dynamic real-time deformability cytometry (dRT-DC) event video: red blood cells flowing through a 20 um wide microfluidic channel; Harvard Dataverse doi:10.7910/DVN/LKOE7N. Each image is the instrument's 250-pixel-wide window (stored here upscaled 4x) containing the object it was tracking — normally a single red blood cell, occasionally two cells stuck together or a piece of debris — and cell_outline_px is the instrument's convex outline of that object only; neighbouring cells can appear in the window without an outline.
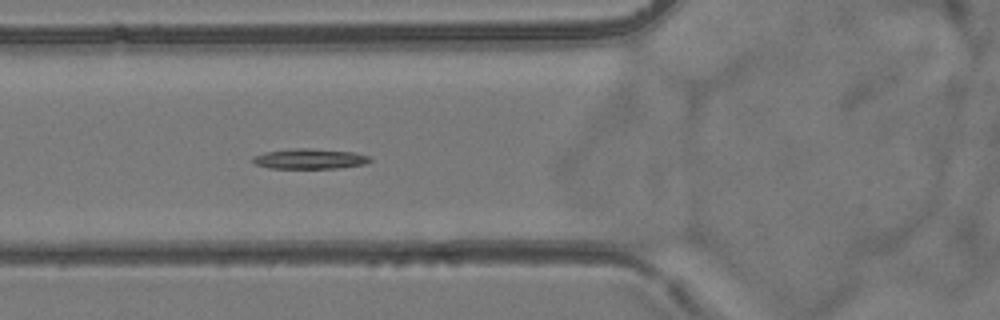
{"species": "common noctule bat (a hibernating species)", "species_latin": "Nyctalus noctula", "temperature_condition": "room temperature", "stored_images_in_passage": 6, "camera_frame_rate_fps": 3000, "um_per_image_px": 0.085, "animal": {"sex": "female", "body_mass_g": 24.6, "forearm_length_mm": 56.2}, "frame": {"image": 1, "passage_image": 6, "time_ms": 5.667, "image_size_px": [1000, 320], "cell_outline_px": [[372, 160], [364, 164], [340, 168], [272, 168], [256, 164], [252, 160], [252, 156], [264, 152], [296, 148], [308, 148], [352, 152], [372, 156]], "centroid_in_image_um": [26.35, 13.49], "position_along_channel_um": 99.5, "area_um2": 13.76}}